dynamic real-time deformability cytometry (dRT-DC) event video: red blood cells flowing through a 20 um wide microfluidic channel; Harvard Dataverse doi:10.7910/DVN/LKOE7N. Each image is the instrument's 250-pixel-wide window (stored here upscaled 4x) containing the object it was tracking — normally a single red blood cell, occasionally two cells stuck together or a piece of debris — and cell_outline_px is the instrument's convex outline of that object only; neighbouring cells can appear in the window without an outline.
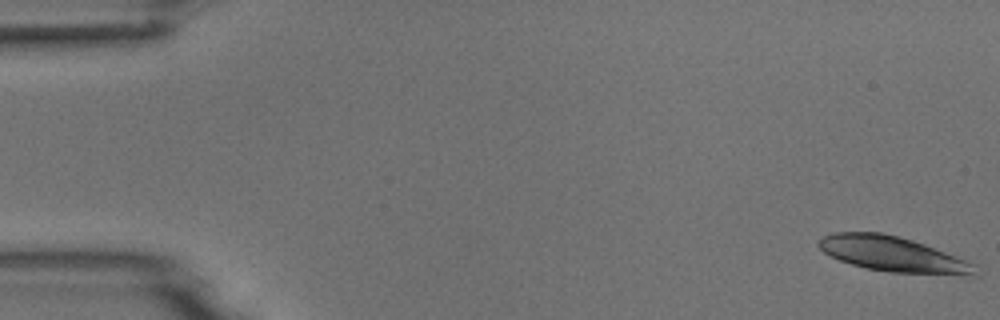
{"species": "common noctule bat (a hibernating species)", "species_latin": "Nyctalus noctula", "temperature_condition": "room temperature", "stored_images_in_passage": 19, "camera_frame_rate_fps": 3000, "um_per_image_px": 0.085, "animal": {"sex": "male", "body_mass_g": 18.8}, "frame": {"image": 1, "passage_image": 1, "time_ms": 0.0, "image_size_px": [1000, 320], "cell_outline_px": [[980, 276], [972, 276], [892, 272], [868, 268], [852, 264], [840, 260], [824, 252], [816, 244], [824, 236], [832, 232], [884, 232], [912, 240], [924, 244], [956, 256], [976, 264]], "centroid_in_image_um": [75.96, 21.61], "position_along_channel_um": 9.0, "area_um2": 32.08}}